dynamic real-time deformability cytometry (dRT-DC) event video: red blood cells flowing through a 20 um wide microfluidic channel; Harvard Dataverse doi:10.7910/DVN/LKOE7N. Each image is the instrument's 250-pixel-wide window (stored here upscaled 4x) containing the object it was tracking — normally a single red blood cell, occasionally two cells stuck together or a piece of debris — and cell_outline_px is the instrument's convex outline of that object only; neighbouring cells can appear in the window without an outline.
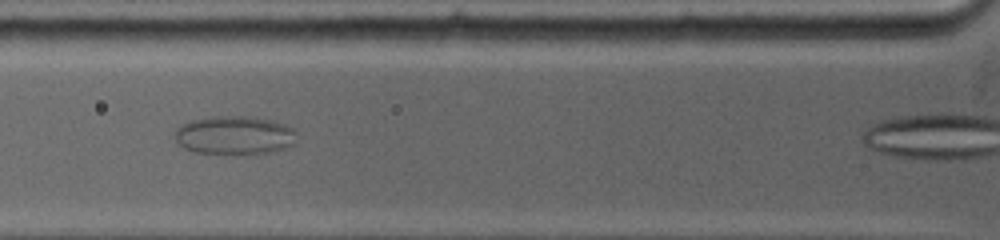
{"species": "common noctule bat (a hibernating species)", "species_latin": "Nyctalus noctula", "temperature_condition": "warm", "stored_images_in_passage": 17, "camera_frame_rate_fps": 5000, "um_per_image_px": 0.085, "animal": {"sex": "female", "body_mass_g": 19.0, "forearm_length_mm": 53.3}, "frame": {"image": 1, "passage_image": 3, "time_ms": 2.2, "image_size_px": [1000, 240], "cell_outline_px": [[296, 144], [272, 152], [196, 152], [184, 148], [176, 140], [176, 128], [180, 124], [192, 120], [212, 116], [244, 116], [272, 120], [296, 128]], "centroid_in_image_um": [19.97, 11.46], "position_along_channel_um": 105.8, "area_um2": 26.99}}
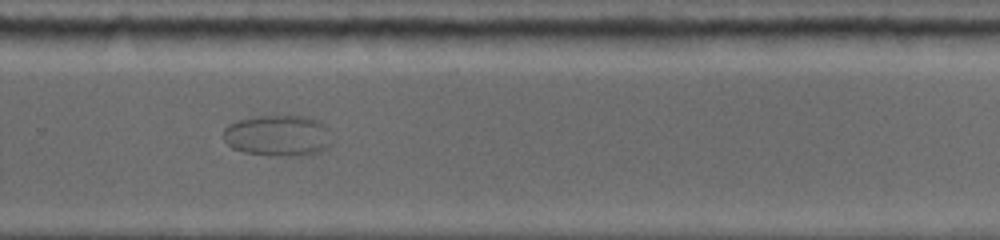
{"frame": {"image": 2, "passage_image": 9, "time_ms": 7.6, "image_size_px": [1000, 240], "cell_outline_px": [[332, 144], [320, 152], [300, 156], [288, 156], [244, 152], [232, 148], [224, 140], [224, 128], [228, 124], [240, 120], [256, 116], [304, 116], [316, 120], [324, 124], [328, 128], [332, 140]], "centroid_in_image_um": [23.66, 11.53], "position_along_channel_um": 306.1, "area_um2": 26.01}}
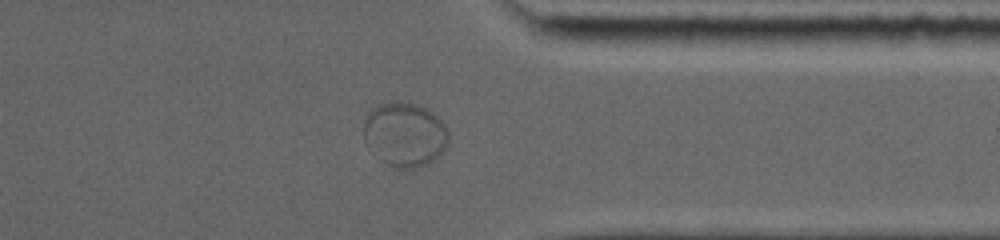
{"frame": {"image": 3, "passage_image": 14, "time_ms": 9.6, "image_size_px": [1000, 240], "cell_outline_px": [[448, 144], [444, 152], [432, 160], [416, 168], [392, 168], [380, 160], [364, 140], [364, 116], [376, 104], [396, 100], [416, 104], [432, 112], [444, 124], [448, 132]], "centroid_in_image_um": [34.38, 11.41], "position_along_channel_um": 377.0, "area_um2": 32.02}}